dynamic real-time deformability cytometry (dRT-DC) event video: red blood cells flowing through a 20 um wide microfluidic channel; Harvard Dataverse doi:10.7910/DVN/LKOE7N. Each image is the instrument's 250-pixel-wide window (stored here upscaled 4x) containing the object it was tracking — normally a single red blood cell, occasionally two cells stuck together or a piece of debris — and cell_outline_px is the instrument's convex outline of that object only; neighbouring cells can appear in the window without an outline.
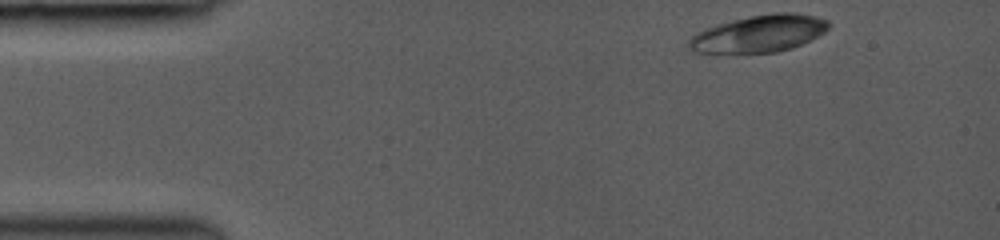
{"species": "common noctule bat (a hibernating species)", "species_latin": "Nyctalus noctula", "temperature_condition": "room temperature", "stored_images_in_passage": 41, "camera_frame_rate_fps": 3000, "um_per_image_px": 0.085, "animal": {"sex": "female", "body_mass_g": 19.0, "forearm_length_mm": 53.3}, "frame": {"image": 1, "passage_image": 1, "time_ms": 0.0, "image_size_px": [1000, 240], "cell_outline_px": [[828, 28], [824, 32], [792, 48], [776, 52], [692, 52], [688, 48], [688, 40], [696, 32], [704, 28], [716, 24], [752, 16], [772, 12], [792, 12], [816, 16], [828, 20]], "centroid_in_image_um": [64.49, 2.84], "position_along_channel_um": 20.5, "area_um2": 29.88}}
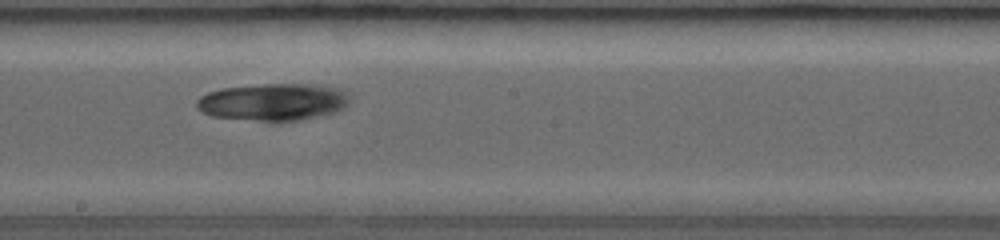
{"frame": {"image": 2, "passage_image": 23, "time_ms": 7.333, "image_size_px": [1000, 240], "cell_outline_px": [[348, 104], [344, 108], [336, 112], [300, 120], [256, 120], [212, 116], [200, 112], [196, 108], [196, 100], [200, 96], [208, 92], [220, 88], [264, 84], [320, 84], [340, 88], [348, 96]], "centroid_in_image_um": [23.21, 8.65], "position_along_channel_um": 225.0, "area_um2": 33.18}}
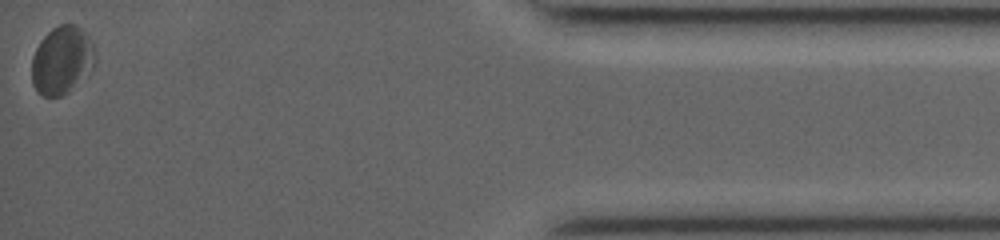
{"frame": {"image": 3, "passage_image": 41, "time_ms": 14.0, "image_size_px": [1000, 240], "cell_outline_px": [[96, 64], [68, 92], [60, 96], [44, 96], [36, 92], [32, 84], [32, 56], [40, 40], [52, 28], [60, 24], [76, 24], [88, 36], [96, 52]], "centroid_in_image_um": [5.25, 5.11], "position_along_channel_um": 429.9, "area_um2": 25.14}}